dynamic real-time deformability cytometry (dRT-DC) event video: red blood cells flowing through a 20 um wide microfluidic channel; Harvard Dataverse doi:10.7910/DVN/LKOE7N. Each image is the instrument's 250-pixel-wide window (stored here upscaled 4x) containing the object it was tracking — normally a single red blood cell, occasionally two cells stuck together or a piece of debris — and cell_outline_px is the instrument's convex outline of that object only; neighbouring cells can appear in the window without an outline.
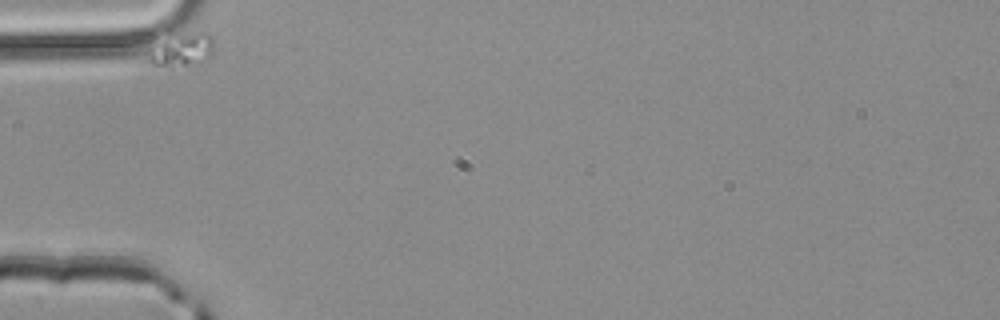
{"species": "common noctule bat (a hibernating species)", "species_latin": "Nyctalus noctula", "temperature_condition": "room temperature", "stored_images_in_passage": 1, "camera_frame_rate_fps": 3000, "um_per_image_px": 0.085, "animal": {"sex": "male", "body_mass_g": 20.4}, "frame": {"image": 1, "passage_image": 1, "time_ms": 0.0, "image_size_px": [1000, 320], "cell_outline_px": [[212, 56], [200, 64], [152, 64], [148, 60], [148, 52], [168, 28], [204, 32], [212, 36]], "centroid_in_image_um": [15.42, 4.07], "position_along_channel_um": 69.6, "area_um2": 13.64}}